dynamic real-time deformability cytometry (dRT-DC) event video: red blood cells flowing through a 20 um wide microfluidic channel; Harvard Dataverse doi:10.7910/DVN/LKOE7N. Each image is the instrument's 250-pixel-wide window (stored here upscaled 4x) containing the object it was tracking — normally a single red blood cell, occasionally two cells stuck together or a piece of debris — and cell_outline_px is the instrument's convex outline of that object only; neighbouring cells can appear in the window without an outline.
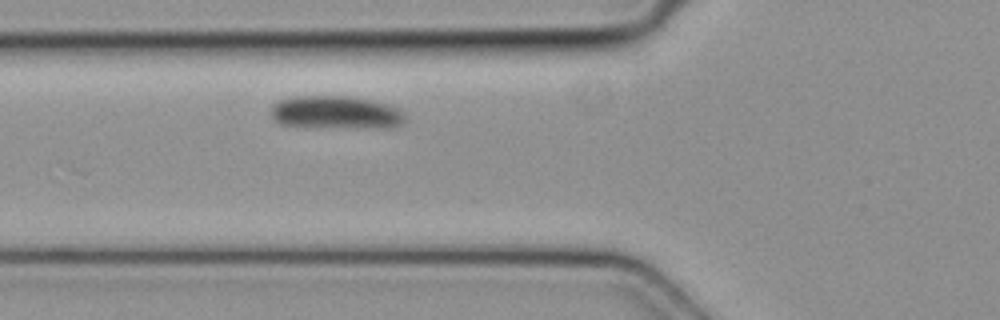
{"species": "common noctule bat (a hibernating species)", "species_latin": "Nyctalus noctula", "temperature_condition": "cold", "stored_images_in_passage": 2, "camera_frame_rate_fps": 3000, "um_per_image_px": 0.085, "animal": {"sex": "female", "body_mass_g": 19.3, "forearm_length_mm": 54.1}, "frame": {"image": 1, "passage_image": 2, "time_ms": 0.333, "image_size_px": [1000, 320], "cell_outline_px": [[408, 120], [404, 124], [396, 128], [316, 128], [280, 124], [272, 120], [268, 112], [272, 104], [280, 100], [292, 96], [348, 96], [372, 100], [392, 104], [400, 108], [404, 112]], "centroid_in_image_um": [28.6, 9.58], "position_along_channel_um": 97.2, "area_um2": 27.22}}